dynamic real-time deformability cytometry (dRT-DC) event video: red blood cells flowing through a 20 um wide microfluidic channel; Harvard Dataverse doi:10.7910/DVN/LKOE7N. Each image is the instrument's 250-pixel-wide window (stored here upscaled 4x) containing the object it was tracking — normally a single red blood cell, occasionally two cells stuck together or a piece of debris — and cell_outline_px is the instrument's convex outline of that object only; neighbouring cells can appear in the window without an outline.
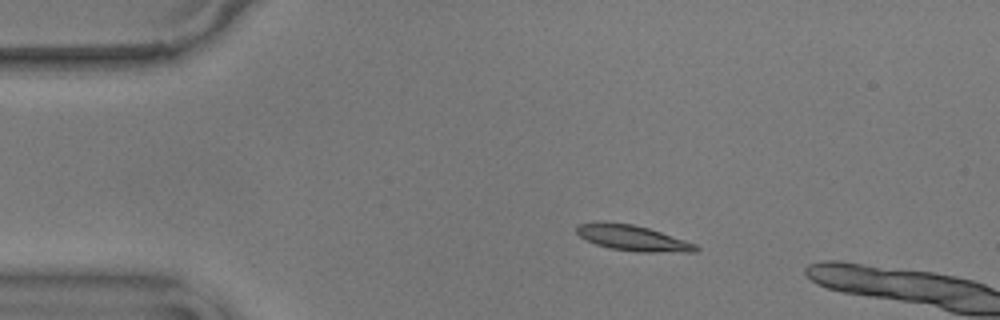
{"species": "common noctule bat (a hibernating species)", "species_latin": "Nyctalus noctula", "temperature_condition": "warm", "stored_images_in_passage": 4, "camera_frame_rate_fps": 3000, "um_per_image_px": 0.085, "animal": {"sex": "male", "body_mass_g": 17.9}, "frame": {"image": 1, "passage_image": 1, "time_ms": 0.0, "image_size_px": [1000, 320], "cell_outline_px": [[700, 248], [696, 252], [640, 252], [608, 248], [596, 244], [580, 236], [576, 232], [576, 224], [604, 220], [632, 224], [648, 228], [696, 244]], "centroid_in_image_um": [53.74, 20.21], "position_along_channel_um": 31.3, "area_um2": 17.92}}